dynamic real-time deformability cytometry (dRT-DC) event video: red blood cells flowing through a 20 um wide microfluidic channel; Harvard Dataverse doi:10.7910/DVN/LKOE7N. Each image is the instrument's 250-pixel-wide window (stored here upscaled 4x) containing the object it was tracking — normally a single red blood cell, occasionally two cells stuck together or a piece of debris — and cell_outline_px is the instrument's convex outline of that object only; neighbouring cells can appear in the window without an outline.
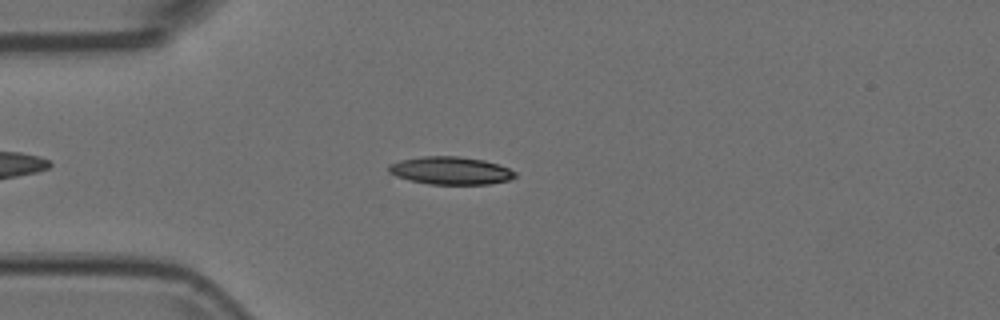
{"species": "Egyptian fruit bat (a non-hibernating species)", "species_latin": "Rousettus aegyptiacus", "temperature_condition": "room temperature", "stored_images_in_passage": 49, "camera_frame_rate_fps": 3000, "um_per_image_px": 0.085, "animal": {"sex": "female"}, "frame": {"image": 1, "passage_image": 9, "time_ms": 2.667, "image_size_px": [1000, 320], "cell_outline_px": [[516, 176], [508, 180], [488, 184], [428, 184], [408, 180], [396, 176], [388, 172], [388, 164], [400, 160], [424, 156], [456, 156], [484, 160], [508, 168], [516, 172]], "centroid_in_image_um": [38.26, 14.5], "position_along_channel_um": 46.7, "area_um2": 20.4}}
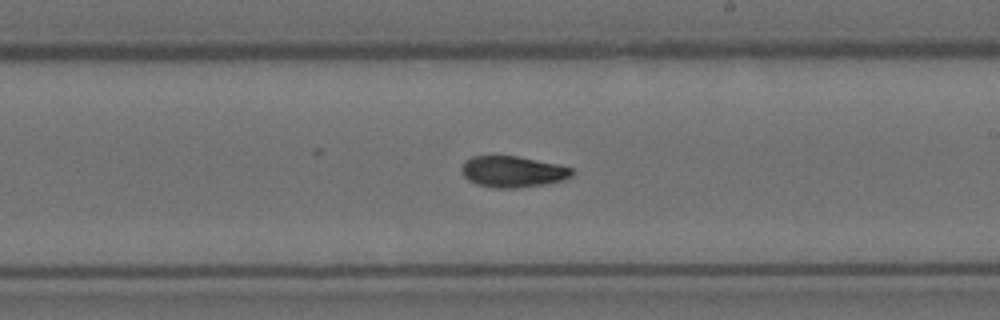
{"frame": {"image": 2, "passage_image": 26, "time_ms": 8.333, "image_size_px": [1000, 320], "cell_outline_px": [[576, 172], [572, 176], [564, 180], [544, 184], [516, 188], [492, 188], [476, 184], [468, 180], [464, 176], [460, 168], [464, 160], [472, 156], [520, 156], [560, 164], [572, 168]], "centroid_in_image_um": [43.6, 14.58], "position_along_channel_um": 245.4, "area_um2": 20.46}}
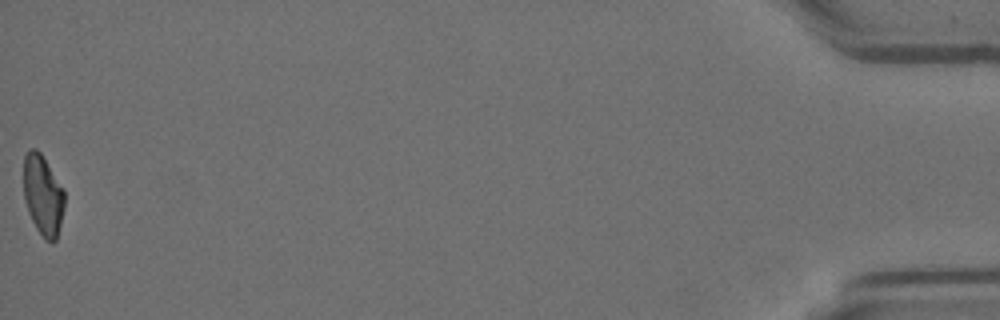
{"frame": {"image": 3, "passage_image": 49, "time_ms": 16.0, "image_size_px": [1000, 320], "cell_outline_px": [[64, 208], [56, 240], [52, 244], [44, 240], [36, 228], [28, 212], [24, 200], [24, 156], [32, 148], [36, 148], [40, 152], [64, 188]], "centroid_in_image_um": [3.65, 16.62], "position_along_channel_um": 431.5, "area_um2": 19.25}}